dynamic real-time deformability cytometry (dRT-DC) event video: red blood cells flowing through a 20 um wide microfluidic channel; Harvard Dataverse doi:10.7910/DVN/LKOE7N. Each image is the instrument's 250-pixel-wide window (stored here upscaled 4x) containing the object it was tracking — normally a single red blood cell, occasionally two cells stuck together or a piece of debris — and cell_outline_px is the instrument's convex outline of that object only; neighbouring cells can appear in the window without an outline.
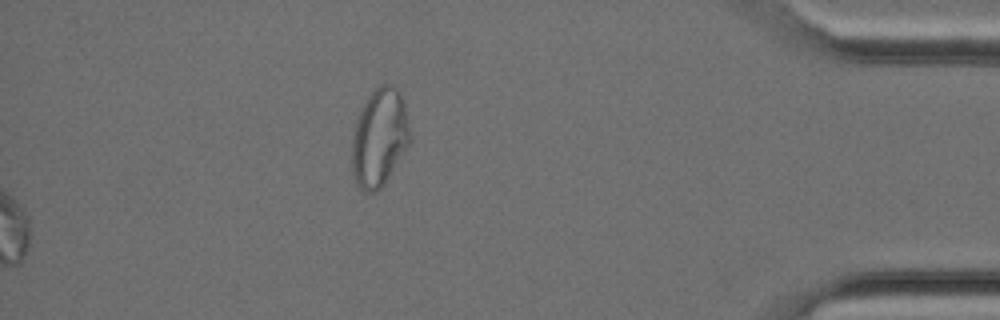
{"species": "Egyptian fruit bat (a non-hibernating species)", "species_latin": "Rousettus aegyptiacus", "temperature_condition": "cold", "stored_images_in_passage": 35, "camera_frame_rate_fps": 3000, "um_per_image_px": 0.085, "animal": {"sex": "female"}, "frame": {"image": 1, "passage_image": 35, "time_ms": 11.333, "image_size_px": [1000, 320], "cell_outline_px": [[412, 140], [384, 184], [380, 188], [372, 192], [364, 192], [356, 184], [352, 172], [352, 136], [356, 120], [364, 104], [372, 92], [380, 84], [388, 84], [396, 88], [400, 92], [404, 104], [412, 136]], "centroid_in_image_um": [32.26, 11.72], "position_along_channel_um": 402.9, "area_um2": 33.12}}